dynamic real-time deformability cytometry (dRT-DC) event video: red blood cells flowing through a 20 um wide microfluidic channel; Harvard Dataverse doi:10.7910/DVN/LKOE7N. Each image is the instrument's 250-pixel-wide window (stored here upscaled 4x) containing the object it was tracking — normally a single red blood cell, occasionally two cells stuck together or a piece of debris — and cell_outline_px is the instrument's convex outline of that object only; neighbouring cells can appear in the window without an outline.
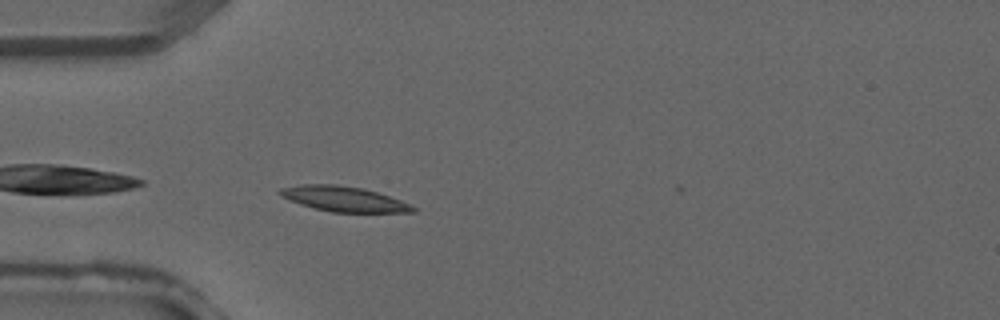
{"species": "common noctule bat (a hibernating species)", "species_latin": "Nyctalus noctula", "temperature_condition": "warm", "stored_images_in_passage": 3, "camera_frame_rate_fps": 3000, "um_per_image_px": 0.085, "animal": {"sex": "male", "forearm_length_mm": 52.5}, "frame": {"image": 1, "passage_image": 3, "time_ms": 0.667, "image_size_px": [1000, 320], "cell_outline_px": [[416, 212], [332, 212], [300, 204], [280, 196], [276, 192], [280, 188], [300, 184], [336, 184], [360, 188], [376, 192], [412, 204], [416, 208]], "centroid_in_image_um": [29.19, 16.9], "position_along_channel_um": 55.8, "area_um2": 19.36}}